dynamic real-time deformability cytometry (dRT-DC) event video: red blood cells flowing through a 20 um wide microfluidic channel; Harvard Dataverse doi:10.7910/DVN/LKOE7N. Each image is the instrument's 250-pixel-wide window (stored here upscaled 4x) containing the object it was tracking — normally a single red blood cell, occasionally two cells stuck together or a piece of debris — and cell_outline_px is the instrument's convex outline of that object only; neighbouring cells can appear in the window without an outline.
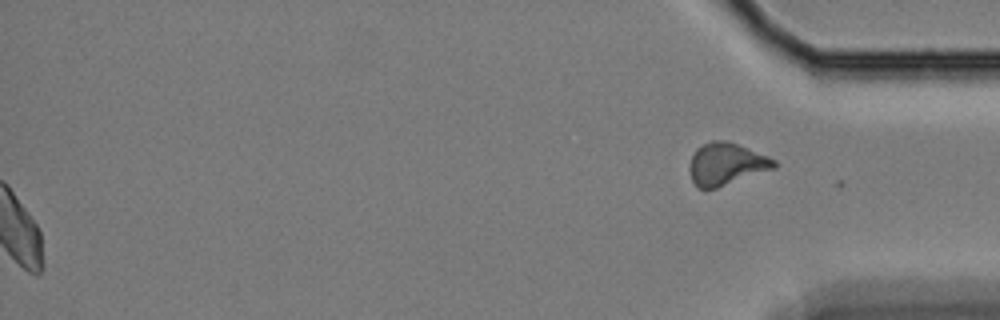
{"species": "Egyptian fruit bat (a non-hibernating species)", "species_latin": "Rousettus aegyptiacus", "temperature_condition": "cold", "stored_images_in_passage": 45, "segment_of_instrument_passage": [2, 2], "camera_frame_rate_fps": 3000, "um_per_image_px": 0.085, "animal": {"sex": "female"}, "frame": {"image": 1, "passage_image": 45, "time_ms": 14.667, "image_size_px": [1000, 320], "cell_outline_px": [[776, 168], [716, 188], [696, 188], [692, 180], [688, 168], [688, 164], [696, 148], [712, 140], [728, 140], [768, 156], [776, 160]], "centroid_in_image_um": [61.71, 13.93], "position_along_channel_um": 373.5, "area_um2": 20.92}}